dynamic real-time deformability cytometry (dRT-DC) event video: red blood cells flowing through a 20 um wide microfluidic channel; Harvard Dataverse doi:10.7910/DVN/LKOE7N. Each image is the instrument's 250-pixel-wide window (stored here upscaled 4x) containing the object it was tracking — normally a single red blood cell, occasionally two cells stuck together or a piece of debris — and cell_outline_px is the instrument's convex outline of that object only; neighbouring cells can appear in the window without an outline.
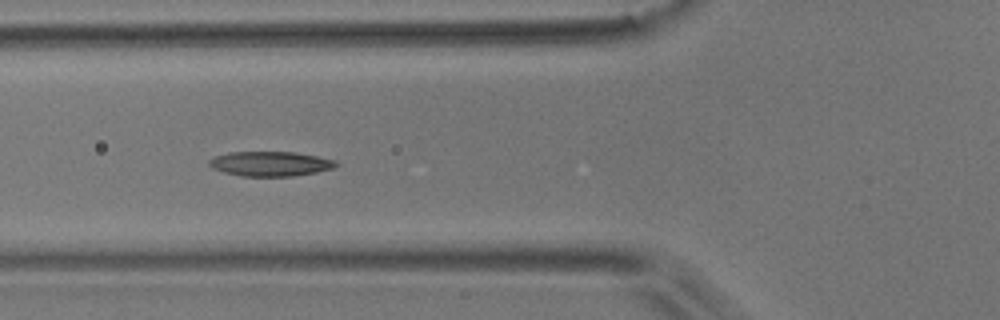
{"species": "common noctule bat (a hibernating species)", "species_latin": "Nyctalus noctula", "temperature_condition": "room temperature", "stored_images_in_passage": 8, "camera_frame_rate_fps": 3000, "um_per_image_px": 0.085, "animal": {"sex": "male", "body_mass_g": 17.9}, "frame": {"image": 1, "passage_image": 5, "time_ms": 1.333, "image_size_px": [1000, 320], "cell_outline_px": [[340, 164], [332, 168], [316, 172], [292, 176], [240, 176], [224, 172], [212, 168], [208, 164], [208, 160], [216, 156], [228, 152], [292, 152], [316, 156], [336, 160]], "centroid_in_image_um": [22.96, 13.92], "position_along_channel_um": 102.8, "area_um2": 18.21}}
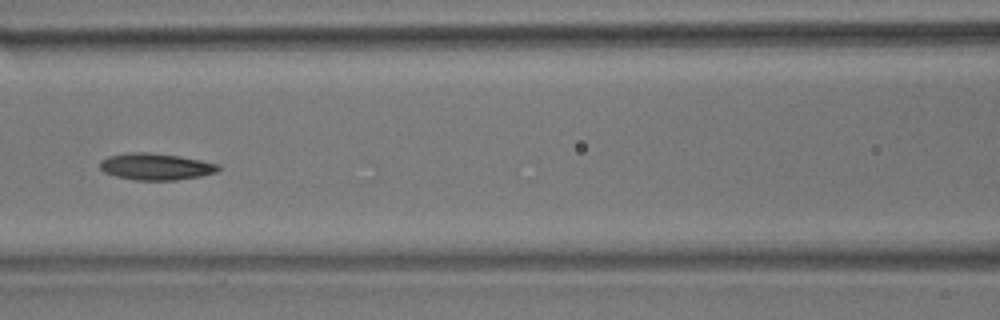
{"frame": {"image": 2, "passage_image": 6, "time_ms": 1.667, "image_size_px": [1000, 320], "cell_outline_px": [[220, 168], [216, 172], [200, 176], [176, 180], [136, 180], [116, 176], [104, 172], [100, 168], [100, 160], [108, 156], [128, 152], [148, 152], [180, 156], [220, 164]], "centroid_in_image_um": [13.23, 14.15], "position_along_channel_um": 153.4, "area_um2": 18.44}}
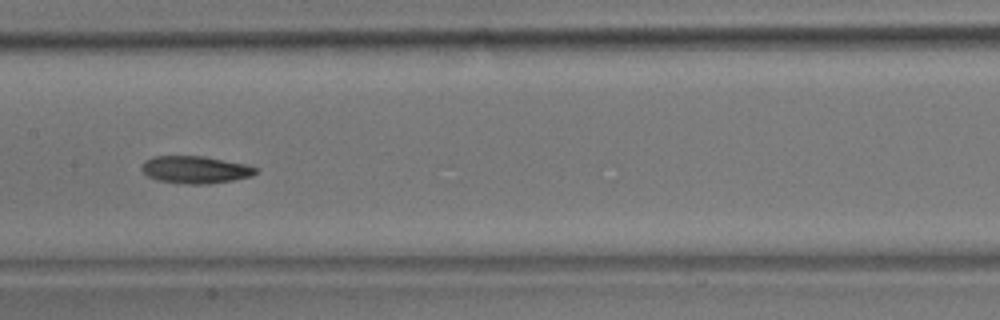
{"frame": {"image": 3, "passage_image": 7, "time_ms": 2.0, "image_size_px": [1000, 320], "cell_outline_px": [[260, 168], [252, 176], [232, 180], [208, 184], [188, 184], [160, 180], [148, 176], [140, 168], [140, 164], [144, 160], [152, 156], [204, 156], [248, 164]], "centroid_in_image_um": [16.62, 14.4], "position_along_channel_um": 190.8, "area_um2": 18.32}}